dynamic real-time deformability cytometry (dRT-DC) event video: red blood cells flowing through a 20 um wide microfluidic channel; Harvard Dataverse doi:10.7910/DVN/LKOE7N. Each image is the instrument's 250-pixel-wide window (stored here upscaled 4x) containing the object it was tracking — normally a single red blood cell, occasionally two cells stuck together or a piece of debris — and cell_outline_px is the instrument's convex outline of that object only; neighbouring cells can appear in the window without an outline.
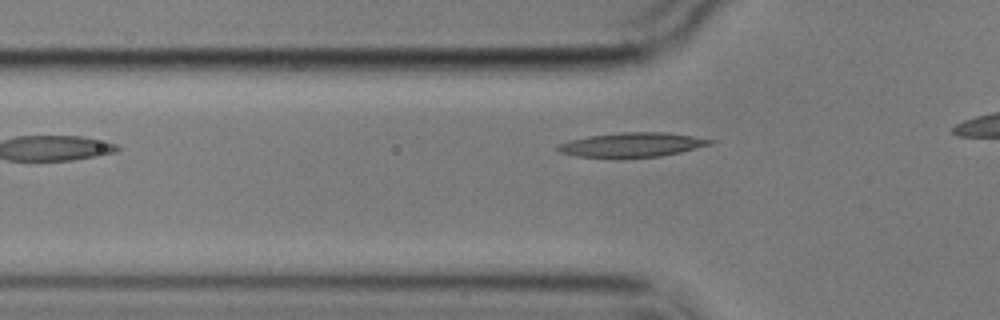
{"species": "common noctule bat (a hibernating species)", "species_latin": "Nyctalus noctula", "temperature_condition": "cold", "stored_images_in_passage": 4, "camera_frame_rate_fps": 3000, "um_per_image_px": 0.085, "animal": {"sex": "male", "body_mass_g": 17.9}, "frame": {"image": 1, "passage_image": 4, "time_ms": 3.667, "image_size_px": [1000, 320], "cell_outline_px": [[716, 140], [712, 144], [680, 152], [660, 156], [576, 156], [560, 152], [556, 148], [556, 144], [568, 140], [588, 136], [620, 132], [668, 132]], "centroid_in_image_um": [53.72, 12.27], "position_along_channel_um": 72.1, "area_um2": 21.21}}